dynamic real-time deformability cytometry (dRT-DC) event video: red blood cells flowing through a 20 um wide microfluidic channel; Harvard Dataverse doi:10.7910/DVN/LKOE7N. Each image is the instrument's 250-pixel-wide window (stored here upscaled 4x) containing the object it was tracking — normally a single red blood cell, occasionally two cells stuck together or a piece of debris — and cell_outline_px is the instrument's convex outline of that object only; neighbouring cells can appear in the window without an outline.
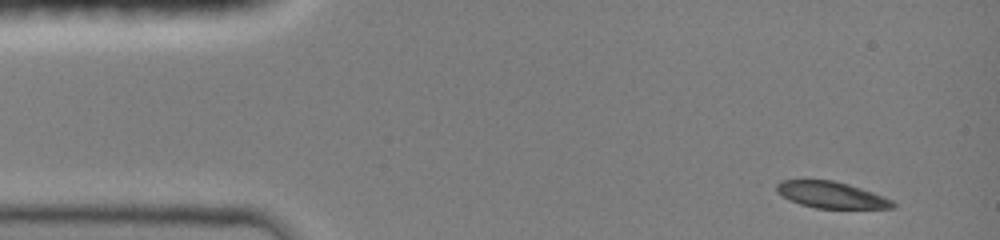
{"species": "common noctule bat (a hibernating species)", "species_latin": "Nyctalus noctula", "temperature_condition": "room temperature", "stored_images_in_passage": 24, "camera_frame_rate_fps": 3000, "um_per_image_px": 0.085, "animal": {"sex": "female", "body_mass_g": 19.0, "forearm_length_mm": 51.5}, "frame": {"image": 1, "passage_image": 1, "time_ms": 0.0, "image_size_px": [1000, 240], "cell_outline_px": [[896, 208], [816, 208], [800, 204], [784, 196], [776, 188], [776, 184], [780, 180], [832, 180], [848, 184], [872, 192], [892, 200], [896, 204]], "centroid_in_image_um": [70.68, 16.56], "position_along_channel_um": 14.3, "area_um2": 17.57}}
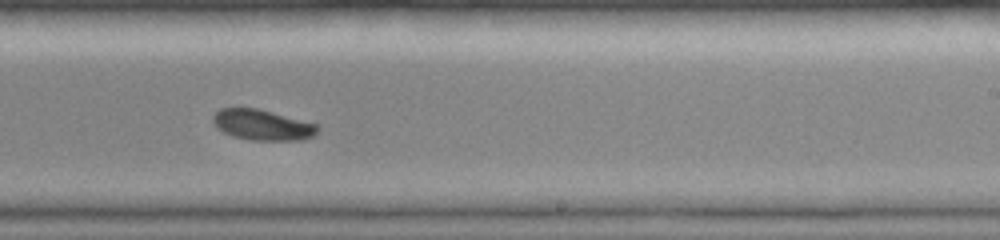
{"frame": {"image": 2, "passage_image": 10, "time_ms": 8.333, "image_size_px": [1000, 240], "cell_outline_px": [[320, 128], [312, 136], [304, 140], [252, 140], [232, 136], [216, 128], [212, 124], [212, 116], [220, 108], [256, 108], [320, 124]], "centroid_in_image_um": [22.3, 10.62], "position_along_channel_um": 266.7, "area_um2": 18.84}}
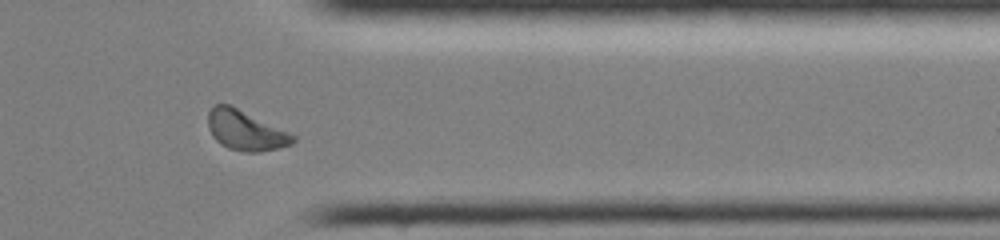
{"frame": {"image": 3, "passage_image": 18, "time_ms": 11.333, "image_size_px": [1000, 240], "cell_outline_px": [[296, 140], [292, 144], [260, 152], [244, 152], [228, 148], [220, 144], [212, 136], [208, 128], [208, 112], [212, 104], [228, 104], [288, 132], [296, 136]], "centroid_in_image_um": [20.82, 11.09], "position_along_channel_um": 390.6, "area_um2": 19.54}, "authors_computed_cell_mechanics": {"area_um2": 19.0451, "velocity_mm_per_s": 4.1439, "shape_relaxation_time_tau1_ms": 2.5723, "shape_relaxation_time_tau2_ms": null, "deformation_change_tau1": 0.0933, "deformation_change_tau2": null}}